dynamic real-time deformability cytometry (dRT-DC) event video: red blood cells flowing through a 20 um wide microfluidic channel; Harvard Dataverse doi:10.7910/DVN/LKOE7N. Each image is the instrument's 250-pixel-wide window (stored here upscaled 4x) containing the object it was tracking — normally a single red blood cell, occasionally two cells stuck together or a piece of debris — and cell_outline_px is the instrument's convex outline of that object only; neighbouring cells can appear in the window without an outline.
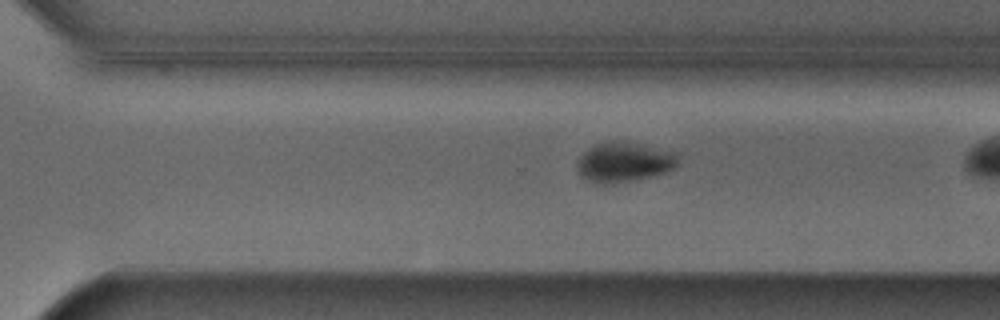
{"species": "Egyptian fruit bat (a non-hibernating species)", "species_latin": "Rousettus aegyptiacus", "temperature_condition": "cold", "stored_images_in_passage": 37, "camera_frame_rate_fps": 3000, "um_per_image_px": 0.085, "animal": {"sex": "male"}, "frame": {"image": 1, "passage_image": 32, "time_ms": 10.333, "image_size_px": [1000, 320], "cell_outline_px": [[676, 168], [668, 172], [636, 180], [604, 184], [596, 184], [588, 180], [576, 168], [576, 160], [588, 148], [596, 144], [616, 140], [620, 140], [640, 144], [676, 152]], "centroid_in_image_um": [53.03, 13.78], "position_along_channel_um": 317.6, "area_um2": 23.47}}